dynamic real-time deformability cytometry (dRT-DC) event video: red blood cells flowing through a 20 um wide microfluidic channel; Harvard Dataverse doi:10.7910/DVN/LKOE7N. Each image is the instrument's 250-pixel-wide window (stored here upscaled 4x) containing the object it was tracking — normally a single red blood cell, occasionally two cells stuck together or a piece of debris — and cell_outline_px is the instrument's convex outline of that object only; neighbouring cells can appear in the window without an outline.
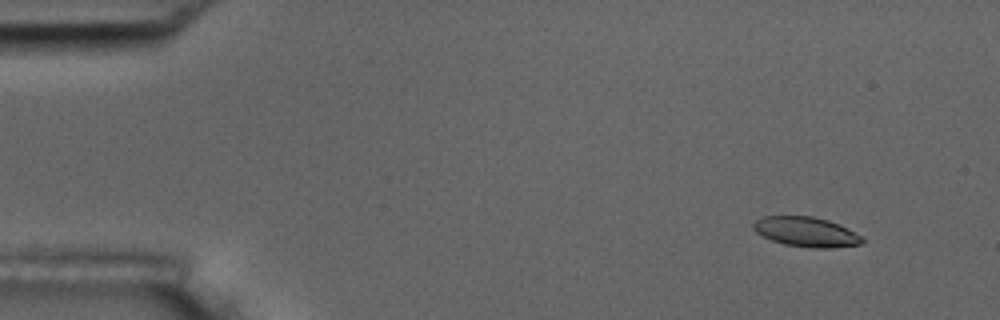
{"species": "common noctule bat (a hibernating species)", "species_latin": "Nyctalus noctula", "temperature_condition": "room temperature", "stored_images_in_passage": 8, "camera_frame_rate_fps": 3000, "um_per_image_px": 0.085, "animal": {"sex": "male", "body_mass_g": 17.5, "forearm_length_mm": 52.3}, "frame": {"image": 1, "passage_image": 2, "time_ms": 0.333, "image_size_px": [1000, 320], "cell_outline_px": [[864, 240], [860, 244], [832, 248], [812, 248], [784, 244], [772, 240], [756, 232], [752, 228], [752, 224], [756, 220], [764, 216], [812, 216], [828, 220], [840, 224], [860, 236]], "centroid_in_image_um": [68.5, 19.7], "position_along_channel_um": 16.5, "area_um2": 18.79}}
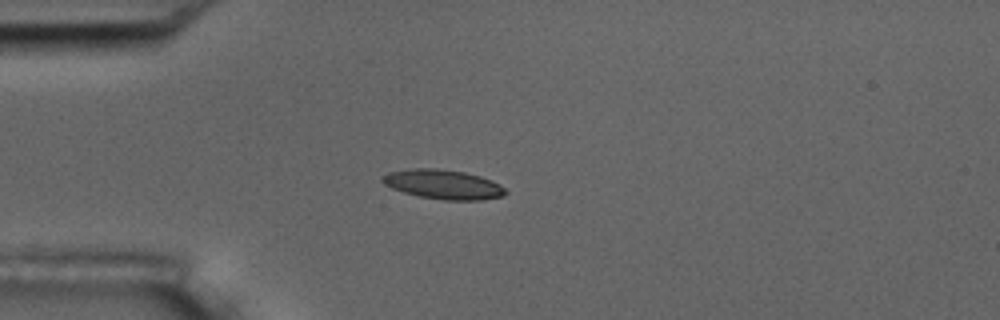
{"frame": {"image": 2, "passage_image": 5, "time_ms": 1.333, "image_size_px": [1000, 320], "cell_outline_px": [[508, 192], [504, 196], [480, 200], [444, 200], [420, 196], [404, 192], [392, 188], [384, 184], [380, 180], [380, 176], [388, 172], [408, 168], [436, 168], [464, 172], [480, 176], [492, 180], [500, 184]], "centroid_in_image_um": [37.66, 15.66], "position_along_channel_um": 47.3, "area_um2": 21.27}}